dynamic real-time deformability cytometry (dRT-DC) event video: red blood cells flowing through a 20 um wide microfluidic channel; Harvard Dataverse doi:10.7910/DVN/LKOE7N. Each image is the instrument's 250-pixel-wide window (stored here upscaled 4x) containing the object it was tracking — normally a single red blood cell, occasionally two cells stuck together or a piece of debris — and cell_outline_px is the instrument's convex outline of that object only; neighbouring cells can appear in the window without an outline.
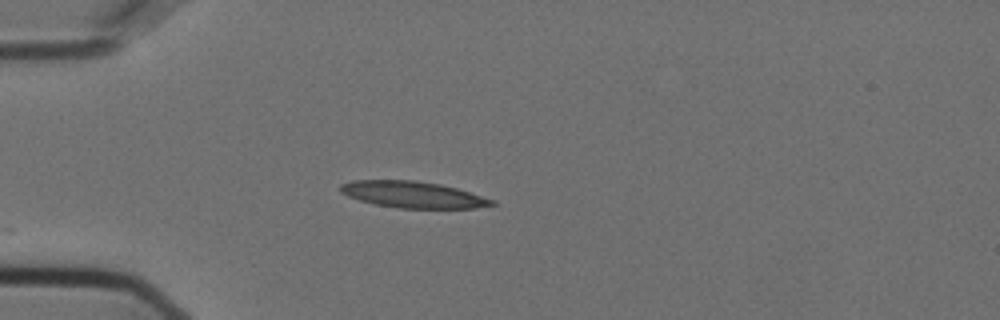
{"species": "Egyptian fruit bat (a non-hibernating species)", "species_latin": "Rousettus aegyptiacus", "temperature_condition": "cold", "stored_images_in_passage": 4, "camera_frame_rate_fps": 3000, "um_per_image_px": 0.085, "animal": {"sex": "female"}, "frame": {"image": 1, "passage_image": 1, "time_ms": 0.0, "image_size_px": [1000, 320], "cell_outline_px": [[496, 204], [472, 208], [400, 208], [376, 204], [360, 200], [348, 196], [340, 192], [340, 184], [352, 180], [412, 180], [440, 184], [456, 188], [496, 200]], "centroid_in_image_um": [35.09, 16.53], "position_along_channel_um": 49.9, "area_um2": 23.18}}